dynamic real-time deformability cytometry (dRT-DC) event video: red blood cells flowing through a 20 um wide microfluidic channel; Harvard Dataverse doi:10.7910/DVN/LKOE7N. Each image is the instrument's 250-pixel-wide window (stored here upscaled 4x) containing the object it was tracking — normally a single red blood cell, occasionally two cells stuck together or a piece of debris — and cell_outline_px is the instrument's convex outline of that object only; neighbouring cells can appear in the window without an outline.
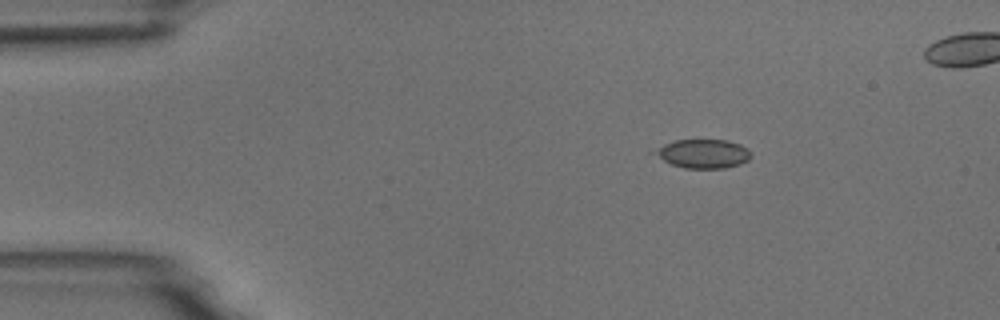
{"species": "common noctule bat (a hibernating species)", "species_latin": "Nyctalus noctula", "temperature_condition": "room temperature", "stored_images_in_passage": 3, "camera_frame_rate_fps": 3000, "um_per_image_px": 0.085, "animal": {"sex": "male", "body_mass_g": 18.8}, "frame": {"image": 1, "passage_image": 1, "time_ms": 0.0, "image_size_px": [1000, 320], "cell_outline_px": [[752, 156], [748, 160], [740, 164], [724, 168], [684, 168], [672, 164], [648, 152], [664, 144], [676, 140], [728, 140], [740, 144], [748, 148], [752, 152]], "centroid_in_image_um": [59.77, 13.06], "position_along_channel_um": 25.2, "area_um2": 16.36}}